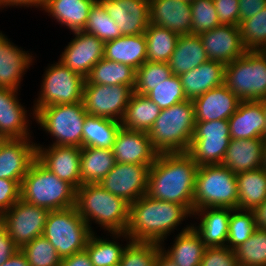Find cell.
I'll use <instances>...</instances> for the list:
<instances>
[{
    "mask_svg": "<svg viewBox=\"0 0 266 266\" xmlns=\"http://www.w3.org/2000/svg\"><path fill=\"white\" fill-rule=\"evenodd\" d=\"M92 233L76 206L50 211L43 230L61 259L85 250Z\"/></svg>",
    "mask_w": 266,
    "mask_h": 266,
    "instance_id": "cell-8",
    "label": "cell"
},
{
    "mask_svg": "<svg viewBox=\"0 0 266 266\" xmlns=\"http://www.w3.org/2000/svg\"><path fill=\"white\" fill-rule=\"evenodd\" d=\"M234 252L238 264L266 266V230L256 228L253 234Z\"/></svg>",
    "mask_w": 266,
    "mask_h": 266,
    "instance_id": "cell-42",
    "label": "cell"
},
{
    "mask_svg": "<svg viewBox=\"0 0 266 266\" xmlns=\"http://www.w3.org/2000/svg\"><path fill=\"white\" fill-rule=\"evenodd\" d=\"M241 38L247 50L266 51V7L239 24Z\"/></svg>",
    "mask_w": 266,
    "mask_h": 266,
    "instance_id": "cell-43",
    "label": "cell"
},
{
    "mask_svg": "<svg viewBox=\"0 0 266 266\" xmlns=\"http://www.w3.org/2000/svg\"><path fill=\"white\" fill-rule=\"evenodd\" d=\"M240 102L225 84L215 87L193 100L195 122L228 120Z\"/></svg>",
    "mask_w": 266,
    "mask_h": 266,
    "instance_id": "cell-24",
    "label": "cell"
},
{
    "mask_svg": "<svg viewBox=\"0 0 266 266\" xmlns=\"http://www.w3.org/2000/svg\"><path fill=\"white\" fill-rule=\"evenodd\" d=\"M88 113L82 102L42 107L35 113V121L54 139L49 145L82 148L83 124Z\"/></svg>",
    "mask_w": 266,
    "mask_h": 266,
    "instance_id": "cell-9",
    "label": "cell"
},
{
    "mask_svg": "<svg viewBox=\"0 0 266 266\" xmlns=\"http://www.w3.org/2000/svg\"><path fill=\"white\" fill-rule=\"evenodd\" d=\"M256 228L252 210L231 209L226 246L234 251L253 234Z\"/></svg>",
    "mask_w": 266,
    "mask_h": 266,
    "instance_id": "cell-41",
    "label": "cell"
},
{
    "mask_svg": "<svg viewBox=\"0 0 266 266\" xmlns=\"http://www.w3.org/2000/svg\"><path fill=\"white\" fill-rule=\"evenodd\" d=\"M20 198L49 211L61 210L76 205V189L35 159L22 179Z\"/></svg>",
    "mask_w": 266,
    "mask_h": 266,
    "instance_id": "cell-5",
    "label": "cell"
},
{
    "mask_svg": "<svg viewBox=\"0 0 266 266\" xmlns=\"http://www.w3.org/2000/svg\"><path fill=\"white\" fill-rule=\"evenodd\" d=\"M36 144V159L58 178L71 184L76 190L81 186V147Z\"/></svg>",
    "mask_w": 266,
    "mask_h": 266,
    "instance_id": "cell-15",
    "label": "cell"
},
{
    "mask_svg": "<svg viewBox=\"0 0 266 266\" xmlns=\"http://www.w3.org/2000/svg\"><path fill=\"white\" fill-rule=\"evenodd\" d=\"M36 144L32 138L8 139L0 149V179L22 181L36 159Z\"/></svg>",
    "mask_w": 266,
    "mask_h": 266,
    "instance_id": "cell-21",
    "label": "cell"
},
{
    "mask_svg": "<svg viewBox=\"0 0 266 266\" xmlns=\"http://www.w3.org/2000/svg\"><path fill=\"white\" fill-rule=\"evenodd\" d=\"M59 266H93L86 250L74 253L61 260Z\"/></svg>",
    "mask_w": 266,
    "mask_h": 266,
    "instance_id": "cell-54",
    "label": "cell"
},
{
    "mask_svg": "<svg viewBox=\"0 0 266 266\" xmlns=\"http://www.w3.org/2000/svg\"><path fill=\"white\" fill-rule=\"evenodd\" d=\"M122 36L139 35L149 26V0H98Z\"/></svg>",
    "mask_w": 266,
    "mask_h": 266,
    "instance_id": "cell-17",
    "label": "cell"
},
{
    "mask_svg": "<svg viewBox=\"0 0 266 266\" xmlns=\"http://www.w3.org/2000/svg\"><path fill=\"white\" fill-rule=\"evenodd\" d=\"M256 227L266 230V200L253 210Z\"/></svg>",
    "mask_w": 266,
    "mask_h": 266,
    "instance_id": "cell-56",
    "label": "cell"
},
{
    "mask_svg": "<svg viewBox=\"0 0 266 266\" xmlns=\"http://www.w3.org/2000/svg\"><path fill=\"white\" fill-rule=\"evenodd\" d=\"M32 52L16 46L0 31V88L17 90L27 69L34 63Z\"/></svg>",
    "mask_w": 266,
    "mask_h": 266,
    "instance_id": "cell-20",
    "label": "cell"
},
{
    "mask_svg": "<svg viewBox=\"0 0 266 266\" xmlns=\"http://www.w3.org/2000/svg\"><path fill=\"white\" fill-rule=\"evenodd\" d=\"M238 209L253 210L266 200V171L263 168L236 174Z\"/></svg>",
    "mask_w": 266,
    "mask_h": 266,
    "instance_id": "cell-38",
    "label": "cell"
},
{
    "mask_svg": "<svg viewBox=\"0 0 266 266\" xmlns=\"http://www.w3.org/2000/svg\"><path fill=\"white\" fill-rule=\"evenodd\" d=\"M263 138L230 139L221 163L235 174L262 168Z\"/></svg>",
    "mask_w": 266,
    "mask_h": 266,
    "instance_id": "cell-28",
    "label": "cell"
},
{
    "mask_svg": "<svg viewBox=\"0 0 266 266\" xmlns=\"http://www.w3.org/2000/svg\"><path fill=\"white\" fill-rule=\"evenodd\" d=\"M199 36L209 60L219 61L226 65L247 51L239 26L221 24Z\"/></svg>",
    "mask_w": 266,
    "mask_h": 266,
    "instance_id": "cell-18",
    "label": "cell"
},
{
    "mask_svg": "<svg viewBox=\"0 0 266 266\" xmlns=\"http://www.w3.org/2000/svg\"><path fill=\"white\" fill-rule=\"evenodd\" d=\"M112 151L117 163L126 164L152 165L158 155L148 132L123 127L117 133Z\"/></svg>",
    "mask_w": 266,
    "mask_h": 266,
    "instance_id": "cell-19",
    "label": "cell"
},
{
    "mask_svg": "<svg viewBox=\"0 0 266 266\" xmlns=\"http://www.w3.org/2000/svg\"><path fill=\"white\" fill-rule=\"evenodd\" d=\"M160 112L161 108L148 96L134 92L121 120V126L125 129L149 132Z\"/></svg>",
    "mask_w": 266,
    "mask_h": 266,
    "instance_id": "cell-33",
    "label": "cell"
},
{
    "mask_svg": "<svg viewBox=\"0 0 266 266\" xmlns=\"http://www.w3.org/2000/svg\"><path fill=\"white\" fill-rule=\"evenodd\" d=\"M266 7V0H239V24L241 21L257 15Z\"/></svg>",
    "mask_w": 266,
    "mask_h": 266,
    "instance_id": "cell-53",
    "label": "cell"
},
{
    "mask_svg": "<svg viewBox=\"0 0 266 266\" xmlns=\"http://www.w3.org/2000/svg\"><path fill=\"white\" fill-rule=\"evenodd\" d=\"M146 96L161 109L169 108L177 103L187 100L180 77L171 75L165 81L155 85Z\"/></svg>",
    "mask_w": 266,
    "mask_h": 266,
    "instance_id": "cell-47",
    "label": "cell"
},
{
    "mask_svg": "<svg viewBox=\"0 0 266 266\" xmlns=\"http://www.w3.org/2000/svg\"><path fill=\"white\" fill-rule=\"evenodd\" d=\"M44 0H0V10L4 9V7H35V8H41L43 5Z\"/></svg>",
    "mask_w": 266,
    "mask_h": 266,
    "instance_id": "cell-55",
    "label": "cell"
},
{
    "mask_svg": "<svg viewBox=\"0 0 266 266\" xmlns=\"http://www.w3.org/2000/svg\"><path fill=\"white\" fill-rule=\"evenodd\" d=\"M42 76L38 98L32 106V118L42 107L59 104H73L83 101L85 79L65 67L61 62L49 64Z\"/></svg>",
    "mask_w": 266,
    "mask_h": 266,
    "instance_id": "cell-10",
    "label": "cell"
},
{
    "mask_svg": "<svg viewBox=\"0 0 266 266\" xmlns=\"http://www.w3.org/2000/svg\"><path fill=\"white\" fill-rule=\"evenodd\" d=\"M134 90L127 85L84 84L83 104L89 115L121 122Z\"/></svg>",
    "mask_w": 266,
    "mask_h": 266,
    "instance_id": "cell-13",
    "label": "cell"
},
{
    "mask_svg": "<svg viewBox=\"0 0 266 266\" xmlns=\"http://www.w3.org/2000/svg\"><path fill=\"white\" fill-rule=\"evenodd\" d=\"M230 139L228 120L195 122L187 153L198 166L221 164Z\"/></svg>",
    "mask_w": 266,
    "mask_h": 266,
    "instance_id": "cell-11",
    "label": "cell"
},
{
    "mask_svg": "<svg viewBox=\"0 0 266 266\" xmlns=\"http://www.w3.org/2000/svg\"><path fill=\"white\" fill-rule=\"evenodd\" d=\"M209 61L199 35L185 34L177 39L175 49L169 60L173 75H181Z\"/></svg>",
    "mask_w": 266,
    "mask_h": 266,
    "instance_id": "cell-32",
    "label": "cell"
},
{
    "mask_svg": "<svg viewBox=\"0 0 266 266\" xmlns=\"http://www.w3.org/2000/svg\"><path fill=\"white\" fill-rule=\"evenodd\" d=\"M20 248L15 244L4 224L0 221V265L7 261Z\"/></svg>",
    "mask_w": 266,
    "mask_h": 266,
    "instance_id": "cell-52",
    "label": "cell"
},
{
    "mask_svg": "<svg viewBox=\"0 0 266 266\" xmlns=\"http://www.w3.org/2000/svg\"><path fill=\"white\" fill-rule=\"evenodd\" d=\"M197 169L187 152L158 153L149 168L146 195L184 205L192 213Z\"/></svg>",
    "mask_w": 266,
    "mask_h": 266,
    "instance_id": "cell-1",
    "label": "cell"
},
{
    "mask_svg": "<svg viewBox=\"0 0 266 266\" xmlns=\"http://www.w3.org/2000/svg\"><path fill=\"white\" fill-rule=\"evenodd\" d=\"M83 31L95 35L104 43L122 36L119 27L98 0L89 11L88 21Z\"/></svg>",
    "mask_w": 266,
    "mask_h": 266,
    "instance_id": "cell-40",
    "label": "cell"
},
{
    "mask_svg": "<svg viewBox=\"0 0 266 266\" xmlns=\"http://www.w3.org/2000/svg\"><path fill=\"white\" fill-rule=\"evenodd\" d=\"M183 1H185V2H188V3H193L195 0H183Z\"/></svg>",
    "mask_w": 266,
    "mask_h": 266,
    "instance_id": "cell-62",
    "label": "cell"
},
{
    "mask_svg": "<svg viewBox=\"0 0 266 266\" xmlns=\"http://www.w3.org/2000/svg\"><path fill=\"white\" fill-rule=\"evenodd\" d=\"M97 0H44L41 9L71 32L83 31L89 11Z\"/></svg>",
    "mask_w": 266,
    "mask_h": 266,
    "instance_id": "cell-29",
    "label": "cell"
},
{
    "mask_svg": "<svg viewBox=\"0 0 266 266\" xmlns=\"http://www.w3.org/2000/svg\"><path fill=\"white\" fill-rule=\"evenodd\" d=\"M136 70L131 66L102 58L90 70L84 84L127 85L134 90Z\"/></svg>",
    "mask_w": 266,
    "mask_h": 266,
    "instance_id": "cell-37",
    "label": "cell"
},
{
    "mask_svg": "<svg viewBox=\"0 0 266 266\" xmlns=\"http://www.w3.org/2000/svg\"><path fill=\"white\" fill-rule=\"evenodd\" d=\"M160 251V244L154 242H127L119 265L156 266L157 255Z\"/></svg>",
    "mask_w": 266,
    "mask_h": 266,
    "instance_id": "cell-45",
    "label": "cell"
},
{
    "mask_svg": "<svg viewBox=\"0 0 266 266\" xmlns=\"http://www.w3.org/2000/svg\"><path fill=\"white\" fill-rule=\"evenodd\" d=\"M121 127L119 121L87 114L83 124L82 147L112 150Z\"/></svg>",
    "mask_w": 266,
    "mask_h": 266,
    "instance_id": "cell-36",
    "label": "cell"
},
{
    "mask_svg": "<svg viewBox=\"0 0 266 266\" xmlns=\"http://www.w3.org/2000/svg\"><path fill=\"white\" fill-rule=\"evenodd\" d=\"M116 164L111 149L82 147L80 177L82 184H98Z\"/></svg>",
    "mask_w": 266,
    "mask_h": 266,
    "instance_id": "cell-34",
    "label": "cell"
},
{
    "mask_svg": "<svg viewBox=\"0 0 266 266\" xmlns=\"http://www.w3.org/2000/svg\"><path fill=\"white\" fill-rule=\"evenodd\" d=\"M18 91L0 88V134L8 139L33 138L30 132L31 114L19 102Z\"/></svg>",
    "mask_w": 266,
    "mask_h": 266,
    "instance_id": "cell-23",
    "label": "cell"
},
{
    "mask_svg": "<svg viewBox=\"0 0 266 266\" xmlns=\"http://www.w3.org/2000/svg\"><path fill=\"white\" fill-rule=\"evenodd\" d=\"M21 182L0 179V216L20 199Z\"/></svg>",
    "mask_w": 266,
    "mask_h": 266,
    "instance_id": "cell-50",
    "label": "cell"
},
{
    "mask_svg": "<svg viewBox=\"0 0 266 266\" xmlns=\"http://www.w3.org/2000/svg\"><path fill=\"white\" fill-rule=\"evenodd\" d=\"M235 252L227 246L207 247L200 266H237Z\"/></svg>",
    "mask_w": 266,
    "mask_h": 266,
    "instance_id": "cell-49",
    "label": "cell"
},
{
    "mask_svg": "<svg viewBox=\"0 0 266 266\" xmlns=\"http://www.w3.org/2000/svg\"><path fill=\"white\" fill-rule=\"evenodd\" d=\"M179 77L186 99L193 101L205 92L224 84L225 64L209 60Z\"/></svg>",
    "mask_w": 266,
    "mask_h": 266,
    "instance_id": "cell-27",
    "label": "cell"
},
{
    "mask_svg": "<svg viewBox=\"0 0 266 266\" xmlns=\"http://www.w3.org/2000/svg\"><path fill=\"white\" fill-rule=\"evenodd\" d=\"M76 208L92 232V222L107 233L126 232L129 203L98 184H82L76 190Z\"/></svg>",
    "mask_w": 266,
    "mask_h": 266,
    "instance_id": "cell-3",
    "label": "cell"
},
{
    "mask_svg": "<svg viewBox=\"0 0 266 266\" xmlns=\"http://www.w3.org/2000/svg\"><path fill=\"white\" fill-rule=\"evenodd\" d=\"M156 266H177L169 257L162 251L157 255Z\"/></svg>",
    "mask_w": 266,
    "mask_h": 266,
    "instance_id": "cell-58",
    "label": "cell"
},
{
    "mask_svg": "<svg viewBox=\"0 0 266 266\" xmlns=\"http://www.w3.org/2000/svg\"><path fill=\"white\" fill-rule=\"evenodd\" d=\"M191 226L186 225L182 228L167 250L164 244H160L161 251L177 266H200L207 248Z\"/></svg>",
    "mask_w": 266,
    "mask_h": 266,
    "instance_id": "cell-30",
    "label": "cell"
},
{
    "mask_svg": "<svg viewBox=\"0 0 266 266\" xmlns=\"http://www.w3.org/2000/svg\"><path fill=\"white\" fill-rule=\"evenodd\" d=\"M194 129V104L192 100H185L161 109L148 134L153 148L158 153L187 152Z\"/></svg>",
    "mask_w": 266,
    "mask_h": 266,
    "instance_id": "cell-4",
    "label": "cell"
},
{
    "mask_svg": "<svg viewBox=\"0 0 266 266\" xmlns=\"http://www.w3.org/2000/svg\"><path fill=\"white\" fill-rule=\"evenodd\" d=\"M260 101L262 103L263 111H264L265 118H266V99H262ZM263 139L266 140V120H265V129H264V132H263Z\"/></svg>",
    "mask_w": 266,
    "mask_h": 266,
    "instance_id": "cell-60",
    "label": "cell"
},
{
    "mask_svg": "<svg viewBox=\"0 0 266 266\" xmlns=\"http://www.w3.org/2000/svg\"><path fill=\"white\" fill-rule=\"evenodd\" d=\"M104 58L137 70L147 59L145 34L120 36L104 43Z\"/></svg>",
    "mask_w": 266,
    "mask_h": 266,
    "instance_id": "cell-31",
    "label": "cell"
},
{
    "mask_svg": "<svg viewBox=\"0 0 266 266\" xmlns=\"http://www.w3.org/2000/svg\"><path fill=\"white\" fill-rule=\"evenodd\" d=\"M148 62L168 63L179 35L169 29L149 24L144 32Z\"/></svg>",
    "mask_w": 266,
    "mask_h": 266,
    "instance_id": "cell-39",
    "label": "cell"
},
{
    "mask_svg": "<svg viewBox=\"0 0 266 266\" xmlns=\"http://www.w3.org/2000/svg\"><path fill=\"white\" fill-rule=\"evenodd\" d=\"M191 4L183 0H149V22L180 35L191 34Z\"/></svg>",
    "mask_w": 266,
    "mask_h": 266,
    "instance_id": "cell-22",
    "label": "cell"
},
{
    "mask_svg": "<svg viewBox=\"0 0 266 266\" xmlns=\"http://www.w3.org/2000/svg\"><path fill=\"white\" fill-rule=\"evenodd\" d=\"M202 208H238V187L235 173L221 164L198 166L193 210Z\"/></svg>",
    "mask_w": 266,
    "mask_h": 266,
    "instance_id": "cell-6",
    "label": "cell"
},
{
    "mask_svg": "<svg viewBox=\"0 0 266 266\" xmlns=\"http://www.w3.org/2000/svg\"><path fill=\"white\" fill-rule=\"evenodd\" d=\"M20 250L30 266H59L62 260L54 246L43 235L25 244Z\"/></svg>",
    "mask_w": 266,
    "mask_h": 266,
    "instance_id": "cell-46",
    "label": "cell"
},
{
    "mask_svg": "<svg viewBox=\"0 0 266 266\" xmlns=\"http://www.w3.org/2000/svg\"><path fill=\"white\" fill-rule=\"evenodd\" d=\"M49 210L29 204L21 198L0 216L8 235L21 249L38 236L43 235Z\"/></svg>",
    "mask_w": 266,
    "mask_h": 266,
    "instance_id": "cell-12",
    "label": "cell"
},
{
    "mask_svg": "<svg viewBox=\"0 0 266 266\" xmlns=\"http://www.w3.org/2000/svg\"><path fill=\"white\" fill-rule=\"evenodd\" d=\"M220 24L239 26V0H213Z\"/></svg>",
    "mask_w": 266,
    "mask_h": 266,
    "instance_id": "cell-51",
    "label": "cell"
},
{
    "mask_svg": "<svg viewBox=\"0 0 266 266\" xmlns=\"http://www.w3.org/2000/svg\"><path fill=\"white\" fill-rule=\"evenodd\" d=\"M0 266H30L27 262L26 256L21 250H18L7 261Z\"/></svg>",
    "mask_w": 266,
    "mask_h": 266,
    "instance_id": "cell-57",
    "label": "cell"
},
{
    "mask_svg": "<svg viewBox=\"0 0 266 266\" xmlns=\"http://www.w3.org/2000/svg\"><path fill=\"white\" fill-rule=\"evenodd\" d=\"M265 114L261 101H241L228 119L231 139L263 138Z\"/></svg>",
    "mask_w": 266,
    "mask_h": 266,
    "instance_id": "cell-26",
    "label": "cell"
},
{
    "mask_svg": "<svg viewBox=\"0 0 266 266\" xmlns=\"http://www.w3.org/2000/svg\"><path fill=\"white\" fill-rule=\"evenodd\" d=\"M224 84L241 101L266 99V51L247 50L226 64Z\"/></svg>",
    "mask_w": 266,
    "mask_h": 266,
    "instance_id": "cell-7",
    "label": "cell"
},
{
    "mask_svg": "<svg viewBox=\"0 0 266 266\" xmlns=\"http://www.w3.org/2000/svg\"><path fill=\"white\" fill-rule=\"evenodd\" d=\"M192 213L181 204L141 196L129 204L126 234L131 241L165 244L164 240Z\"/></svg>",
    "mask_w": 266,
    "mask_h": 266,
    "instance_id": "cell-2",
    "label": "cell"
},
{
    "mask_svg": "<svg viewBox=\"0 0 266 266\" xmlns=\"http://www.w3.org/2000/svg\"><path fill=\"white\" fill-rule=\"evenodd\" d=\"M73 34L75 38L68 42L58 61L85 79L93 66L104 58V42L84 31Z\"/></svg>",
    "mask_w": 266,
    "mask_h": 266,
    "instance_id": "cell-16",
    "label": "cell"
},
{
    "mask_svg": "<svg viewBox=\"0 0 266 266\" xmlns=\"http://www.w3.org/2000/svg\"><path fill=\"white\" fill-rule=\"evenodd\" d=\"M191 34L200 35L221 25L213 0H195L191 3Z\"/></svg>",
    "mask_w": 266,
    "mask_h": 266,
    "instance_id": "cell-48",
    "label": "cell"
},
{
    "mask_svg": "<svg viewBox=\"0 0 266 266\" xmlns=\"http://www.w3.org/2000/svg\"><path fill=\"white\" fill-rule=\"evenodd\" d=\"M231 209L229 208H202L193 210L194 219L200 222L191 224L206 247L226 246ZM198 216V217H197Z\"/></svg>",
    "mask_w": 266,
    "mask_h": 266,
    "instance_id": "cell-25",
    "label": "cell"
},
{
    "mask_svg": "<svg viewBox=\"0 0 266 266\" xmlns=\"http://www.w3.org/2000/svg\"><path fill=\"white\" fill-rule=\"evenodd\" d=\"M8 138L5 135L0 134V149L5 144Z\"/></svg>",
    "mask_w": 266,
    "mask_h": 266,
    "instance_id": "cell-61",
    "label": "cell"
},
{
    "mask_svg": "<svg viewBox=\"0 0 266 266\" xmlns=\"http://www.w3.org/2000/svg\"><path fill=\"white\" fill-rule=\"evenodd\" d=\"M108 235L112 236L113 238L111 239L113 240H108L107 238L105 239L98 235L96 236L95 232H93L87 242L85 250L90 257L93 266H118L121 261L123 250L126 247L125 245L123 246V244H120L118 241L122 237L123 240L125 239V242L131 241L126 232H113L109 233Z\"/></svg>",
    "mask_w": 266,
    "mask_h": 266,
    "instance_id": "cell-35",
    "label": "cell"
},
{
    "mask_svg": "<svg viewBox=\"0 0 266 266\" xmlns=\"http://www.w3.org/2000/svg\"><path fill=\"white\" fill-rule=\"evenodd\" d=\"M171 75L169 63L146 61L136 70L134 92L147 95L155 85L165 81Z\"/></svg>",
    "mask_w": 266,
    "mask_h": 266,
    "instance_id": "cell-44",
    "label": "cell"
},
{
    "mask_svg": "<svg viewBox=\"0 0 266 266\" xmlns=\"http://www.w3.org/2000/svg\"><path fill=\"white\" fill-rule=\"evenodd\" d=\"M150 166L116 162L99 185L131 204L146 194Z\"/></svg>",
    "mask_w": 266,
    "mask_h": 266,
    "instance_id": "cell-14",
    "label": "cell"
},
{
    "mask_svg": "<svg viewBox=\"0 0 266 266\" xmlns=\"http://www.w3.org/2000/svg\"><path fill=\"white\" fill-rule=\"evenodd\" d=\"M262 168L266 171V140H264L262 149Z\"/></svg>",
    "mask_w": 266,
    "mask_h": 266,
    "instance_id": "cell-59",
    "label": "cell"
}]
</instances>
